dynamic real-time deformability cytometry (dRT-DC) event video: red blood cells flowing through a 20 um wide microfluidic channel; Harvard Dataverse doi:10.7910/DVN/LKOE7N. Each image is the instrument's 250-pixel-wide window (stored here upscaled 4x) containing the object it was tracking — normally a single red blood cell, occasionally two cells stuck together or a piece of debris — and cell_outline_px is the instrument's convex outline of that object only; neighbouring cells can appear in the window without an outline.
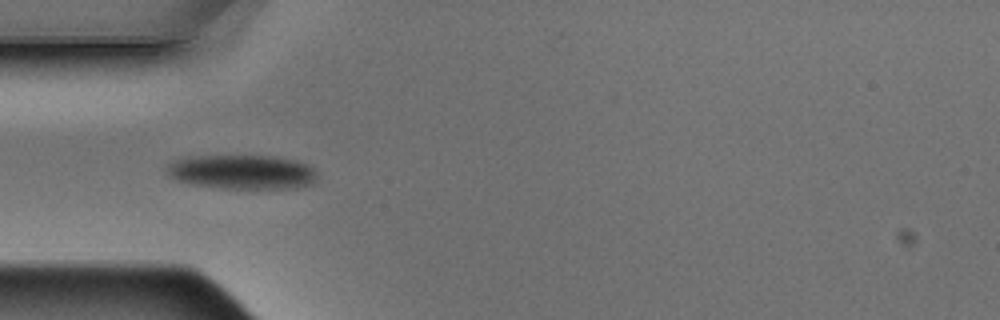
{"species": "Egyptian fruit bat (a non-hibernating species)", "species_latin": "Rousettus aegyptiacus", "temperature_condition": "warm", "stored_images_in_passage": 6, "camera_frame_rate_fps": 3000, "um_per_image_px": 0.085, "animal": {"sex": "male"}, "frame": {"image": 1, "passage_image": 5, "time_ms": 1.333, "image_size_px": [1000, 320], "cell_outline_px": [[316, 176], [312, 184], [296, 188], [220, 188], [192, 184], [176, 180], [168, 176], [164, 168], [172, 160], [196, 156], [276, 156], [296, 160], [308, 164], [316, 172]], "centroid_in_image_um": [20.55, 14.61], "position_along_channel_um": 64.4, "area_um2": 30.23}}
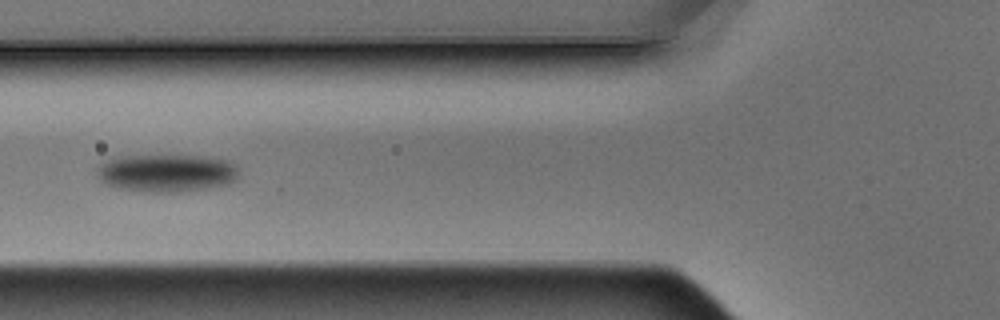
{"frame": {"image": 2, "passage_image": 6, "time_ms": 1.667, "image_size_px": [1000, 320], "cell_outline_px": [[240, 172], [236, 180], [228, 184], [208, 188], [180, 192], [148, 192], [116, 188], [100, 180], [96, 176], [96, 168], [100, 164], [108, 160], [120, 156], [200, 156], [228, 160], [236, 164]], "centroid_in_image_um": [14.18, 14.71], "position_along_channel_um": 111.6, "area_um2": 31.44}}